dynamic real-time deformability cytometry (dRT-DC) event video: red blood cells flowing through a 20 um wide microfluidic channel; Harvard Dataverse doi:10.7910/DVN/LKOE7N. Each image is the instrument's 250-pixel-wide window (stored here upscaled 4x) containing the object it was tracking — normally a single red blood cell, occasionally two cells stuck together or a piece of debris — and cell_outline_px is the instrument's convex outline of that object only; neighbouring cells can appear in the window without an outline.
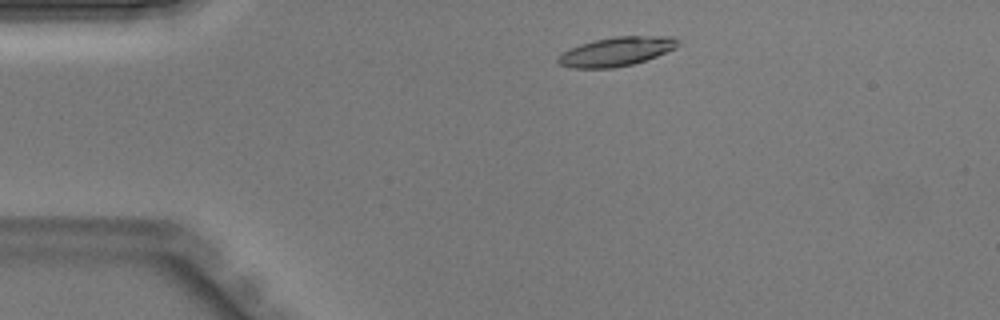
{"species": "Egyptian fruit bat (a non-hibernating species)", "species_latin": "Rousettus aegyptiacus", "temperature_condition": "warm", "stored_images_in_passage": 39, "camera_frame_rate_fps": 3000, "um_per_image_px": 0.085, "animal": {"sex": "male"}, "frame": {"image": 1, "passage_image": 4, "time_ms": 1.0, "image_size_px": [1000, 320], "cell_outline_px": [[680, 44], [676, 48], [656, 56], [632, 64], [612, 68], [572, 68], [560, 64], [556, 60], [564, 52], [580, 44], [596, 40], [616, 36], [672, 36]], "centroid_in_image_um": [52.41, 4.38], "position_along_channel_um": 32.6, "area_um2": 19.94}}
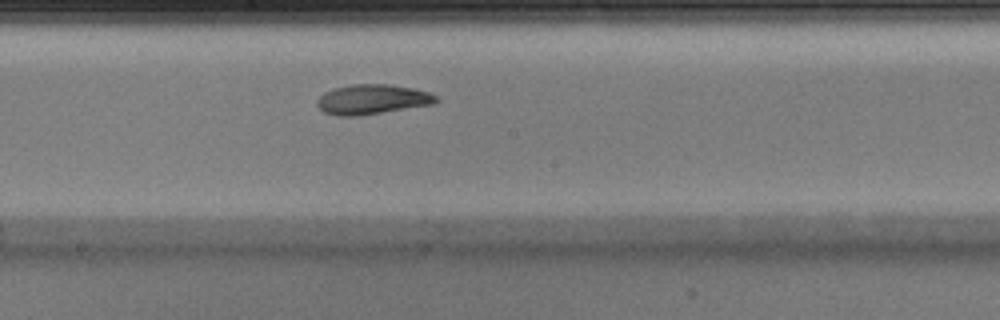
{"frame": {"image": 2, "passage_image": 19, "time_ms": 6.0, "image_size_px": [1000, 320], "cell_outline_px": [[440, 100], [432, 104], [360, 116], [336, 116], [324, 112], [316, 104], [316, 100], [324, 92], [332, 88], [352, 84], [388, 84], [416, 88], [432, 92]], "centroid_in_image_um": [31.64, 8.44], "position_along_channel_um": 216.6, "area_um2": 20.98}}
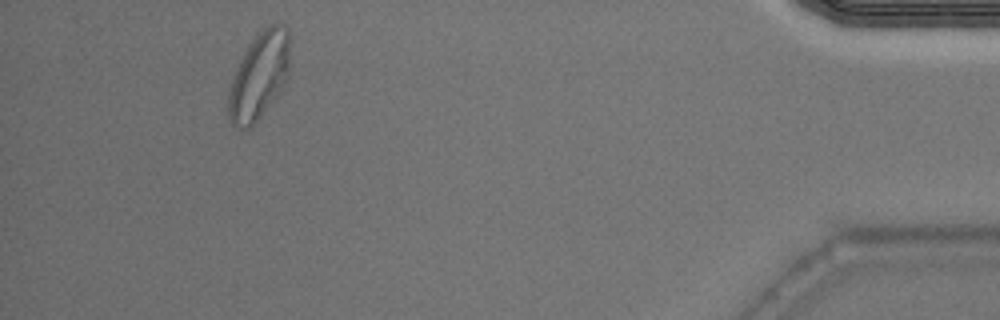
{"frame": {"image": 3, "passage_image": 36, "time_ms": 11.667, "image_size_px": [1000, 320], "cell_outline_px": [[288, 76], [284, 88], [256, 120], [244, 132], [236, 128], [232, 124], [228, 116], [228, 88], [236, 68], [244, 52], [252, 40], [268, 24], [280, 24], [288, 28]], "centroid_in_image_um": [22.0, 6.48], "position_along_channel_um": 413.2, "area_um2": 31.04}}